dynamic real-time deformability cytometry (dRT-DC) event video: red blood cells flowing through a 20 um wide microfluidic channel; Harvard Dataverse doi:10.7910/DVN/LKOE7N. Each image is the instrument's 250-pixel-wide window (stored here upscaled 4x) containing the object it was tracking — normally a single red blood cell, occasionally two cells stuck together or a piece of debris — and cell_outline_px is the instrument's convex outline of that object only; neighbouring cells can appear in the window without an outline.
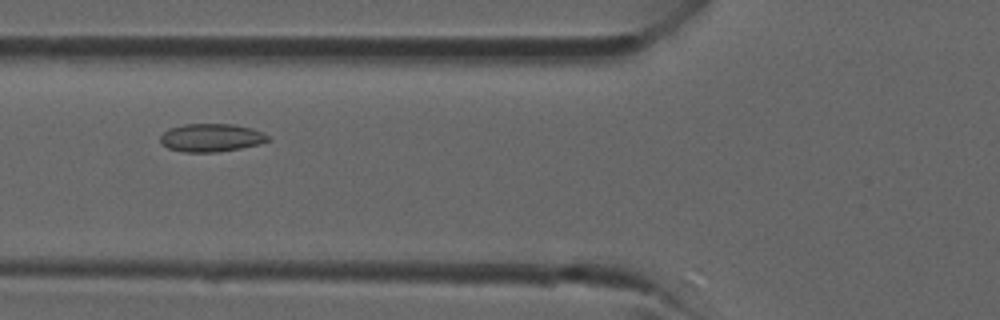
{"species": "common noctule bat (a hibernating species)", "species_latin": "Nyctalus noctula", "temperature_condition": "room temperature", "stored_images_in_passage": 38, "camera_frame_rate_fps": 3000, "um_per_image_px": 0.085, "animal": {"sex": "male", "forearm_length_mm": 52.5}, "frame": {"image": 1, "passage_image": 14, "time_ms": 4.333, "image_size_px": [1000, 320], "cell_outline_px": [[272, 140], [260, 144], [240, 148], [216, 152], [184, 152], [168, 148], [160, 144], [160, 136], [168, 128], [184, 124], [232, 124], [252, 128], [264, 132]], "centroid_in_image_um": [17.96, 11.7], "position_along_channel_um": 107.8, "area_um2": 17.8}}
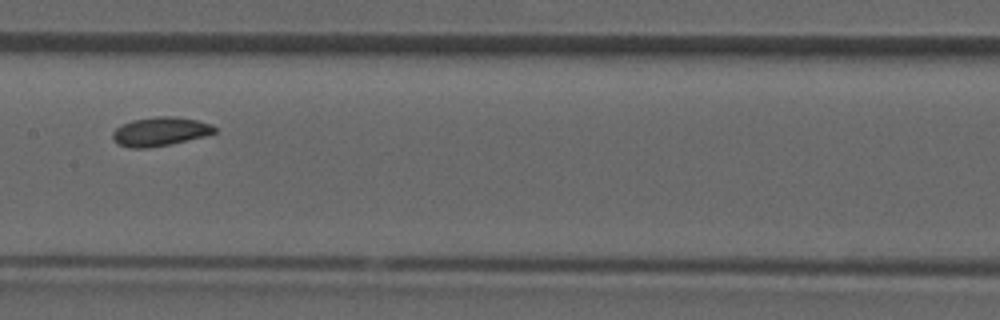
{"frame": {"image": 2, "passage_image": 19, "time_ms": 6.0, "image_size_px": [1000, 320], "cell_outline_px": [[216, 132], [208, 136], [148, 148], [128, 148], [116, 144], [112, 140], [112, 132], [120, 124], [132, 120], [156, 116], [176, 116], [196, 120], [212, 124], [216, 128]], "centroid_in_image_um": [13.58, 11.18], "position_along_channel_um": 193.8, "area_um2": 17.46}}
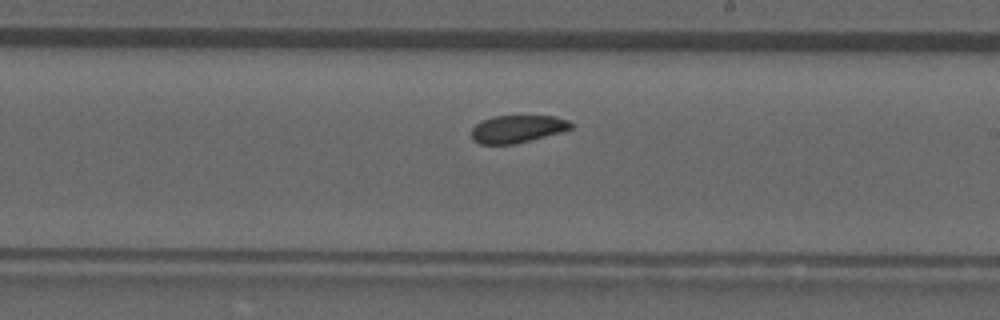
{"frame": {"image": 3, "passage_image": 22, "time_ms": 7.0, "image_size_px": [1000, 320], "cell_outline_px": [[572, 128], [560, 132], [512, 144], [480, 144], [472, 140], [472, 128], [480, 120], [492, 116], [556, 116], [568, 120], [572, 124]], "centroid_in_image_um": [43.93, 10.94], "position_along_channel_um": 245.1, "area_um2": 15.84}}